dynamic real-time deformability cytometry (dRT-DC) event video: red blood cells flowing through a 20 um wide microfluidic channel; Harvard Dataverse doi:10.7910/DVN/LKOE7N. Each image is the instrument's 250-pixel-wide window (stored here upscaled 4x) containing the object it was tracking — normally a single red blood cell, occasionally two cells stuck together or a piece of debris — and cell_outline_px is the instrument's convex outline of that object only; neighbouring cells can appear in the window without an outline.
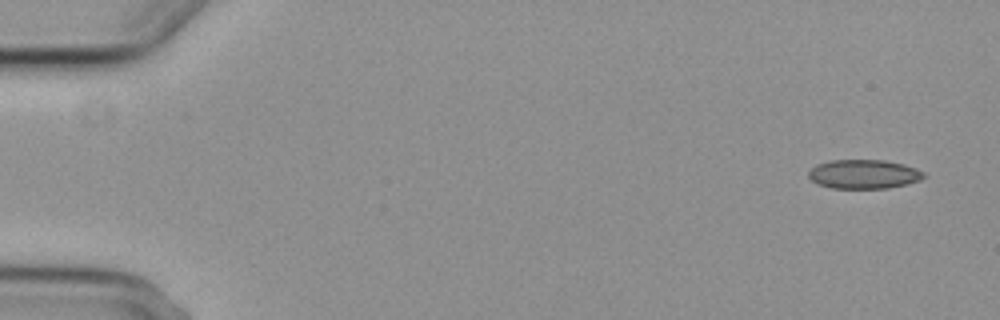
{"species": "common noctule bat (a hibernating species)", "species_latin": "Nyctalus noctula", "temperature_condition": "cold", "stored_images_in_passage": 5, "camera_frame_rate_fps": 3000, "um_per_image_px": 0.085, "animal": {"sex": "female", "body_mass_g": 29.2, "forearm_length_mm": 56.3}, "frame": {"image": 1, "passage_image": 1, "time_ms": 0.0, "image_size_px": [1000, 320], "cell_outline_px": [[924, 176], [920, 180], [908, 184], [888, 188], [832, 188], [820, 184], [812, 180], [808, 176], [808, 172], [816, 164], [828, 160], [884, 160], [904, 164], [916, 168], [924, 172]], "centroid_in_image_um": [73.43, 14.79], "position_along_channel_um": 11.6, "area_um2": 19.54}}
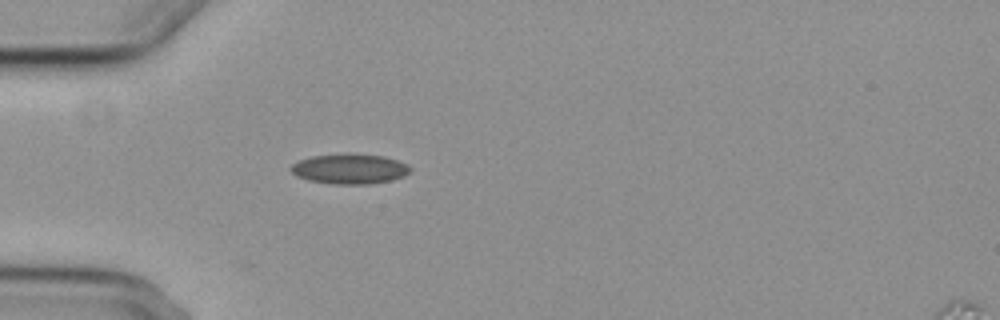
{"frame": {"image": 2, "passage_image": 5, "time_ms": 4.667, "image_size_px": [1000, 320], "cell_outline_px": [[412, 172], [404, 176], [392, 180], [368, 184], [332, 184], [308, 180], [296, 176], [288, 168], [292, 164], [300, 160], [312, 156], [344, 152], [348, 152], [384, 156], [408, 164], [412, 168]], "centroid_in_image_um": [29.73, 14.34], "position_along_channel_um": 55.3, "area_um2": 21.39}}